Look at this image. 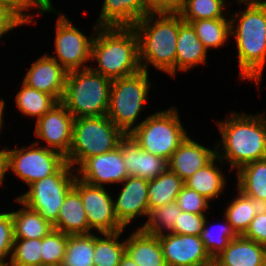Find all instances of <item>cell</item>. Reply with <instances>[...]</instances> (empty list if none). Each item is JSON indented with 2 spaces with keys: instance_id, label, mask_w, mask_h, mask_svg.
I'll use <instances>...</instances> for the list:
<instances>
[{
  "instance_id": "1",
  "label": "cell",
  "mask_w": 266,
  "mask_h": 266,
  "mask_svg": "<svg viewBox=\"0 0 266 266\" xmlns=\"http://www.w3.org/2000/svg\"><path fill=\"white\" fill-rule=\"evenodd\" d=\"M217 125L222 137L219 144L223 149L218 151L221 145L216 144V156L222 162L228 161L231 169L238 170L243 165L266 158V119L263 114L252 116L231 112Z\"/></svg>"
},
{
  "instance_id": "2",
  "label": "cell",
  "mask_w": 266,
  "mask_h": 266,
  "mask_svg": "<svg viewBox=\"0 0 266 266\" xmlns=\"http://www.w3.org/2000/svg\"><path fill=\"white\" fill-rule=\"evenodd\" d=\"M97 35V36H96ZM93 71L111 80L140 72L139 40L133 27H98L91 46Z\"/></svg>"
},
{
  "instance_id": "3",
  "label": "cell",
  "mask_w": 266,
  "mask_h": 266,
  "mask_svg": "<svg viewBox=\"0 0 266 266\" xmlns=\"http://www.w3.org/2000/svg\"><path fill=\"white\" fill-rule=\"evenodd\" d=\"M133 28L139 40L141 69L148 71V64H151L156 69L175 77L179 14L148 13Z\"/></svg>"
},
{
  "instance_id": "4",
  "label": "cell",
  "mask_w": 266,
  "mask_h": 266,
  "mask_svg": "<svg viewBox=\"0 0 266 266\" xmlns=\"http://www.w3.org/2000/svg\"><path fill=\"white\" fill-rule=\"evenodd\" d=\"M230 16V36L234 35L238 50L239 77L241 81L252 80L259 87L266 63V5H247L244 11Z\"/></svg>"
},
{
  "instance_id": "5",
  "label": "cell",
  "mask_w": 266,
  "mask_h": 266,
  "mask_svg": "<svg viewBox=\"0 0 266 266\" xmlns=\"http://www.w3.org/2000/svg\"><path fill=\"white\" fill-rule=\"evenodd\" d=\"M111 83L92 67L69 71L60 102L74 119L107 115Z\"/></svg>"
},
{
  "instance_id": "6",
  "label": "cell",
  "mask_w": 266,
  "mask_h": 266,
  "mask_svg": "<svg viewBox=\"0 0 266 266\" xmlns=\"http://www.w3.org/2000/svg\"><path fill=\"white\" fill-rule=\"evenodd\" d=\"M126 134L107 115L74 119L72 144L65 161L74 169L86 159L119 147Z\"/></svg>"
},
{
  "instance_id": "7",
  "label": "cell",
  "mask_w": 266,
  "mask_h": 266,
  "mask_svg": "<svg viewBox=\"0 0 266 266\" xmlns=\"http://www.w3.org/2000/svg\"><path fill=\"white\" fill-rule=\"evenodd\" d=\"M175 108L154 112L129 134L143 150L167 161L188 136Z\"/></svg>"
},
{
  "instance_id": "8",
  "label": "cell",
  "mask_w": 266,
  "mask_h": 266,
  "mask_svg": "<svg viewBox=\"0 0 266 266\" xmlns=\"http://www.w3.org/2000/svg\"><path fill=\"white\" fill-rule=\"evenodd\" d=\"M150 88L148 71L112 80L107 117L126 135L134 130Z\"/></svg>"
},
{
  "instance_id": "9",
  "label": "cell",
  "mask_w": 266,
  "mask_h": 266,
  "mask_svg": "<svg viewBox=\"0 0 266 266\" xmlns=\"http://www.w3.org/2000/svg\"><path fill=\"white\" fill-rule=\"evenodd\" d=\"M73 170L75 169L65 162L54 174L29 185V191L17 199L54 225L66 194L73 188L77 177Z\"/></svg>"
},
{
  "instance_id": "10",
  "label": "cell",
  "mask_w": 266,
  "mask_h": 266,
  "mask_svg": "<svg viewBox=\"0 0 266 266\" xmlns=\"http://www.w3.org/2000/svg\"><path fill=\"white\" fill-rule=\"evenodd\" d=\"M7 149V169L28 186L54 174L66 161L59 152L39 146ZM39 146V147H38Z\"/></svg>"
},
{
  "instance_id": "11",
  "label": "cell",
  "mask_w": 266,
  "mask_h": 266,
  "mask_svg": "<svg viewBox=\"0 0 266 266\" xmlns=\"http://www.w3.org/2000/svg\"><path fill=\"white\" fill-rule=\"evenodd\" d=\"M65 14H59L56 23L55 59L67 72L89 68L85 62H91V46L98 25H93L92 36L87 37L80 29L73 26Z\"/></svg>"
},
{
  "instance_id": "12",
  "label": "cell",
  "mask_w": 266,
  "mask_h": 266,
  "mask_svg": "<svg viewBox=\"0 0 266 266\" xmlns=\"http://www.w3.org/2000/svg\"><path fill=\"white\" fill-rule=\"evenodd\" d=\"M73 188L80 194L90 229L99 233L124 230L114 211V199L105 187L93 186L76 177ZM113 199V200H112Z\"/></svg>"
},
{
  "instance_id": "13",
  "label": "cell",
  "mask_w": 266,
  "mask_h": 266,
  "mask_svg": "<svg viewBox=\"0 0 266 266\" xmlns=\"http://www.w3.org/2000/svg\"><path fill=\"white\" fill-rule=\"evenodd\" d=\"M166 266H205L213 262L199 236L168 233L158 235Z\"/></svg>"
},
{
  "instance_id": "14",
  "label": "cell",
  "mask_w": 266,
  "mask_h": 266,
  "mask_svg": "<svg viewBox=\"0 0 266 266\" xmlns=\"http://www.w3.org/2000/svg\"><path fill=\"white\" fill-rule=\"evenodd\" d=\"M73 122L72 114L59 102L36 120L35 136L47 143L46 148L66 157L72 144Z\"/></svg>"
},
{
  "instance_id": "15",
  "label": "cell",
  "mask_w": 266,
  "mask_h": 266,
  "mask_svg": "<svg viewBox=\"0 0 266 266\" xmlns=\"http://www.w3.org/2000/svg\"><path fill=\"white\" fill-rule=\"evenodd\" d=\"M76 171L78 179L100 187L108 183L121 184L128 177L120 146L110 152L86 159Z\"/></svg>"
},
{
  "instance_id": "16",
  "label": "cell",
  "mask_w": 266,
  "mask_h": 266,
  "mask_svg": "<svg viewBox=\"0 0 266 266\" xmlns=\"http://www.w3.org/2000/svg\"><path fill=\"white\" fill-rule=\"evenodd\" d=\"M114 201V211L119 222L126 227L134 218L149 214V180L128 176Z\"/></svg>"
},
{
  "instance_id": "17",
  "label": "cell",
  "mask_w": 266,
  "mask_h": 266,
  "mask_svg": "<svg viewBox=\"0 0 266 266\" xmlns=\"http://www.w3.org/2000/svg\"><path fill=\"white\" fill-rule=\"evenodd\" d=\"M67 71L48 54H44L33 62L27 70L23 83L38 91L52 95L58 102L61 101Z\"/></svg>"
},
{
  "instance_id": "18",
  "label": "cell",
  "mask_w": 266,
  "mask_h": 266,
  "mask_svg": "<svg viewBox=\"0 0 266 266\" xmlns=\"http://www.w3.org/2000/svg\"><path fill=\"white\" fill-rule=\"evenodd\" d=\"M119 146L128 176L152 180L168 169L166 159L146 152L130 135H126Z\"/></svg>"
},
{
  "instance_id": "19",
  "label": "cell",
  "mask_w": 266,
  "mask_h": 266,
  "mask_svg": "<svg viewBox=\"0 0 266 266\" xmlns=\"http://www.w3.org/2000/svg\"><path fill=\"white\" fill-rule=\"evenodd\" d=\"M215 156L216 144L214 150H212L187 136L169 158L168 169L185 181L208 164Z\"/></svg>"
},
{
  "instance_id": "20",
  "label": "cell",
  "mask_w": 266,
  "mask_h": 266,
  "mask_svg": "<svg viewBox=\"0 0 266 266\" xmlns=\"http://www.w3.org/2000/svg\"><path fill=\"white\" fill-rule=\"evenodd\" d=\"M148 13L145 0H104L95 24L99 27H133Z\"/></svg>"
},
{
  "instance_id": "21",
  "label": "cell",
  "mask_w": 266,
  "mask_h": 266,
  "mask_svg": "<svg viewBox=\"0 0 266 266\" xmlns=\"http://www.w3.org/2000/svg\"><path fill=\"white\" fill-rule=\"evenodd\" d=\"M265 259L266 246L238 235L213 262L216 266H261Z\"/></svg>"
},
{
  "instance_id": "22",
  "label": "cell",
  "mask_w": 266,
  "mask_h": 266,
  "mask_svg": "<svg viewBox=\"0 0 266 266\" xmlns=\"http://www.w3.org/2000/svg\"><path fill=\"white\" fill-rule=\"evenodd\" d=\"M207 49L190 23L179 15V34L176 45V71H187L198 64H206Z\"/></svg>"
},
{
  "instance_id": "23",
  "label": "cell",
  "mask_w": 266,
  "mask_h": 266,
  "mask_svg": "<svg viewBox=\"0 0 266 266\" xmlns=\"http://www.w3.org/2000/svg\"><path fill=\"white\" fill-rule=\"evenodd\" d=\"M125 253L138 266H166L158 236L143 232L139 227L125 240Z\"/></svg>"
},
{
  "instance_id": "24",
  "label": "cell",
  "mask_w": 266,
  "mask_h": 266,
  "mask_svg": "<svg viewBox=\"0 0 266 266\" xmlns=\"http://www.w3.org/2000/svg\"><path fill=\"white\" fill-rule=\"evenodd\" d=\"M53 229L67 235L90 234L91 229L87 221V215L83 207L80 194L72 188L60 207L59 215Z\"/></svg>"
},
{
  "instance_id": "25",
  "label": "cell",
  "mask_w": 266,
  "mask_h": 266,
  "mask_svg": "<svg viewBox=\"0 0 266 266\" xmlns=\"http://www.w3.org/2000/svg\"><path fill=\"white\" fill-rule=\"evenodd\" d=\"M236 176L237 189L259 205L266 206V158L243 165Z\"/></svg>"
},
{
  "instance_id": "26",
  "label": "cell",
  "mask_w": 266,
  "mask_h": 266,
  "mask_svg": "<svg viewBox=\"0 0 266 266\" xmlns=\"http://www.w3.org/2000/svg\"><path fill=\"white\" fill-rule=\"evenodd\" d=\"M216 161H219V164L224 163L215 156L208 164L184 181L185 186L195 190L209 201L223 193L226 186L224 174L217 165L215 166Z\"/></svg>"
},
{
  "instance_id": "27",
  "label": "cell",
  "mask_w": 266,
  "mask_h": 266,
  "mask_svg": "<svg viewBox=\"0 0 266 266\" xmlns=\"http://www.w3.org/2000/svg\"><path fill=\"white\" fill-rule=\"evenodd\" d=\"M23 205L18 211L11 212L14 239H41L52 229L53 225L46 221L37 211Z\"/></svg>"
},
{
  "instance_id": "28",
  "label": "cell",
  "mask_w": 266,
  "mask_h": 266,
  "mask_svg": "<svg viewBox=\"0 0 266 266\" xmlns=\"http://www.w3.org/2000/svg\"><path fill=\"white\" fill-rule=\"evenodd\" d=\"M184 185V181L169 169L160 174L157 178L149 180V210L176 201Z\"/></svg>"
},
{
  "instance_id": "29",
  "label": "cell",
  "mask_w": 266,
  "mask_h": 266,
  "mask_svg": "<svg viewBox=\"0 0 266 266\" xmlns=\"http://www.w3.org/2000/svg\"><path fill=\"white\" fill-rule=\"evenodd\" d=\"M261 207L254 199L238 190L237 197L226 208L224 216L235 233L243 235Z\"/></svg>"
},
{
  "instance_id": "30",
  "label": "cell",
  "mask_w": 266,
  "mask_h": 266,
  "mask_svg": "<svg viewBox=\"0 0 266 266\" xmlns=\"http://www.w3.org/2000/svg\"><path fill=\"white\" fill-rule=\"evenodd\" d=\"M122 232L102 233L105 238L94 234V266H119L125 254V240L119 241Z\"/></svg>"
},
{
  "instance_id": "31",
  "label": "cell",
  "mask_w": 266,
  "mask_h": 266,
  "mask_svg": "<svg viewBox=\"0 0 266 266\" xmlns=\"http://www.w3.org/2000/svg\"><path fill=\"white\" fill-rule=\"evenodd\" d=\"M15 102L19 111L28 117H36L37 120L59 103L52 95L31 88L23 82Z\"/></svg>"
},
{
  "instance_id": "32",
  "label": "cell",
  "mask_w": 266,
  "mask_h": 266,
  "mask_svg": "<svg viewBox=\"0 0 266 266\" xmlns=\"http://www.w3.org/2000/svg\"><path fill=\"white\" fill-rule=\"evenodd\" d=\"M200 19L191 21L190 24L195 30L198 38L208 49L219 48L227 42V37L230 35V19Z\"/></svg>"
},
{
  "instance_id": "33",
  "label": "cell",
  "mask_w": 266,
  "mask_h": 266,
  "mask_svg": "<svg viewBox=\"0 0 266 266\" xmlns=\"http://www.w3.org/2000/svg\"><path fill=\"white\" fill-rule=\"evenodd\" d=\"M94 233L68 235L61 266H94Z\"/></svg>"
},
{
  "instance_id": "34",
  "label": "cell",
  "mask_w": 266,
  "mask_h": 266,
  "mask_svg": "<svg viewBox=\"0 0 266 266\" xmlns=\"http://www.w3.org/2000/svg\"><path fill=\"white\" fill-rule=\"evenodd\" d=\"M181 211L176 201L151 209L149 210L147 221L140 229L143 232L157 236L163 234L165 230H167L168 233H173L174 221H176Z\"/></svg>"
},
{
  "instance_id": "35",
  "label": "cell",
  "mask_w": 266,
  "mask_h": 266,
  "mask_svg": "<svg viewBox=\"0 0 266 266\" xmlns=\"http://www.w3.org/2000/svg\"><path fill=\"white\" fill-rule=\"evenodd\" d=\"M225 4L224 0H185L178 14L187 23L200 19L226 18L223 15Z\"/></svg>"
},
{
  "instance_id": "36",
  "label": "cell",
  "mask_w": 266,
  "mask_h": 266,
  "mask_svg": "<svg viewBox=\"0 0 266 266\" xmlns=\"http://www.w3.org/2000/svg\"><path fill=\"white\" fill-rule=\"evenodd\" d=\"M42 238L14 239L10 262L6 266H42Z\"/></svg>"
},
{
  "instance_id": "37",
  "label": "cell",
  "mask_w": 266,
  "mask_h": 266,
  "mask_svg": "<svg viewBox=\"0 0 266 266\" xmlns=\"http://www.w3.org/2000/svg\"><path fill=\"white\" fill-rule=\"evenodd\" d=\"M224 219L226 221V225L217 224L219 227L216 231L214 230V227H212V229L207 226L209 221H207L206 217L203 230L200 234L204 247L212 259L218 256L228 246L229 242L238 236L228 223L226 217Z\"/></svg>"
},
{
  "instance_id": "38",
  "label": "cell",
  "mask_w": 266,
  "mask_h": 266,
  "mask_svg": "<svg viewBox=\"0 0 266 266\" xmlns=\"http://www.w3.org/2000/svg\"><path fill=\"white\" fill-rule=\"evenodd\" d=\"M68 235L52 229L42 238V266L61 265L66 253Z\"/></svg>"
},
{
  "instance_id": "39",
  "label": "cell",
  "mask_w": 266,
  "mask_h": 266,
  "mask_svg": "<svg viewBox=\"0 0 266 266\" xmlns=\"http://www.w3.org/2000/svg\"><path fill=\"white\" fill-rule=\"evenodd\" d=\"M209 202L204 196L185 185L176 198V203L183 212L194 214H206Z\"/></svg>"
},
{
  "instance_id": "40",
  "label": "cell",
  "mask_w": 266,
  "mask_h": 266,
  "mask_svg": "<svg viewBox=\"0 0 266 266\" xmlns=\"http://www.w3.org/2000/svg\"><path fill=\"white\" fill-rule=\"evenodd\" d=\"M206 214L183 212L178 215L173 225L174 234L199 236L203 230Z\"/></svg>"
},
{
  "instance_id": "41",
  "label": "cell",
  "mask_w": 266,
  "mask_h": 266,
  "mask_svg": "<svg viewBox=\"0 0 266 266\" xmlns=\"http://www.w3.org/2000/svg\"><path fill=\"white\" fill-rule=\"evenodd\" d=\"M13 223L11 212L0 213V261L5 262L7 256H11L13 247Z\"/></svg>"
},
{
  "instance_id": "42",
  "label": "cell",
  "mask_w": 266,
  "mask_h": 266,
  "mask_svg": "<svg viewBox=\"0 0 266 266\" xmlns=\"http://www.w3.org/2000/svg\"><path fill=\"white\" fill-rule=\"evenodd\" d=\"M30 8L32 7L26 0H0V10L10 16L19 26L32 23L33 15L25 13Z\"/></svg>"
},
{
  "instance_id": "43",
  "label": "cell",
  "mask_w": 266,
  "mask_h": 266,
  "mask_svg": "<svg viewBox=\"0 0 266 266\" xmlns=\"http://www.w3.org/2000/svg\"><path fill=\"white\" fill-rule=\"evenodd\" d=\"M243 236L266 246V206L261 207Z\"/></svg>"
},
{
  "instance_id": "44",
  "label": "cell",
  "mask_w": 266,
  "mask_h": 266,
  "mask_svg": "<svg viewBox=\"0 0 266 266\" xmlns=\"http://www.w3.org/2000/svg\"><path fill=\"white\" fill-rule=\"evenodd\" d=\"M185 0H145L149 13H178Z\"/></svg>"
},
{
  "instance_id": "45",
  "label": "cell",
  "mask_w": 266,
  "mask_h": 266,
  "mask_svg": "<svg viewBox=\"0 0 266 266\" xmlns=\"http://www.w3.org/2000/svg\"><path fill=\"white\" fill-rule=\"evenodd\" d=\"M18 26L19 25L5 12H0V40L4 34H7V32Z\"/></svg>"
},
{
  "instance_id": "46",
  "label": "cell",
  "mask_w": 266,
  "mask_h": 266,
  "mask_svg": "<svg viewBox=\"0 0 266 266\" xmlns=\"http://www.w3.org/2000/svg\"><path fill=\"white\" fill-rule=\"evenodd\" d=\"M26 1L29 3L31 7L38 8L41 11L40 14L47 12L51 13V11L56 12L53 8L54 6H52L51 2L52 0H26Z\"/></svg>"
},
{
  "instance_id": "47",
  "label": "cell",
  "mask_w": 266,
  "mask_h": 266,
  "mask_svg": "<svg viewBox=\"0 0 266 266\" xmlns=\"http://www.w3.org/2000/svg\"><path fill=\"white\" fill-rule=\"evenodd\" d=\"M3 148L0 150V186L3 184L4 176L7 173V150Z\"/></svg>"
},
{
  "instance_id": "48",
  "label": "cell",
  "mask_w": 266,
  "mask_h": 266,
  "mask_svg": "<svg viewBox=\"0 0 266 266\" xmlns=\"http://www.w3.org/2000/svg\"><path fill=\"white\" fill-rule=\"evenodd\" d=\"M119 266H138V265L128 254L125 253L121 258Z\"/></svg>"
},
{
  "instance_id": "49",
  "label": "cell",
  "mask_w": 266,
  "mask_h": 266,
  "mask_svg": "<svg viewBox=\"0 0 266 266\" xmlns=\"http://www.w3.org/2000/svg\"><path fill=\"white\" fill-rule=\"evenodd\" d=\"M5 106V101L3 99H0V132L2 131L1 129H3V112H4V107Z\"/></svg>"
},
{
  "instance_id": "50",
  "label": "cell",
  "mask_w": 266,
  "mask_h": 266,
  "mask_svg": "<svg viewBox=\"0 0 266 266\" xmlns=\"http://www.w3.org/2000/svg\"><path fill=\"white\" fill-rule=\"evenodd\" d=\"M246 5H266V0H242Z\"/></svg>"
},
{
  "instance_id": "51",
  "label": "cell",
  "mask_w": 266,
  "mask_h": 266,
  "mask_svg": "<svg viewBox=\"0 0 266 266\" xmlns=\"http://www.w3.org/2000/svg\"><path fill=\"white\" fill-rule=\"evenodd\" d=\"M205 266H216L214 262L208 264V265H205Z\"/></svg>"
},
{
  "instance_id": "52",
  "label": "cell",
  "mask_w": 266,
  "mask_h": 266,
  "mask_svg": "<svg viewBox=\"0 0 266 266\" xmlns=\"http://www.w3.org/2000/svg\"><path fill=\"white\" fill-rule=\"evenodd\" d=\"M261 266H266V259H265L264 262L261 264Z\"/></svg>"
},
{
  "instance_id": "53",
  "label": "cell",
  "mask_w": 266,
  "mask_h": 266,
  "mask_svg": "<svg viewBox=\"0 0 266 266\" xmlns=\"http://www.w3.org/2000/svg\"><path fill=\"white\" fill-rule=\"evenodd\" d=\"M0 266H6V265L0 261Z\"/></svg>"
}]
</instances>
